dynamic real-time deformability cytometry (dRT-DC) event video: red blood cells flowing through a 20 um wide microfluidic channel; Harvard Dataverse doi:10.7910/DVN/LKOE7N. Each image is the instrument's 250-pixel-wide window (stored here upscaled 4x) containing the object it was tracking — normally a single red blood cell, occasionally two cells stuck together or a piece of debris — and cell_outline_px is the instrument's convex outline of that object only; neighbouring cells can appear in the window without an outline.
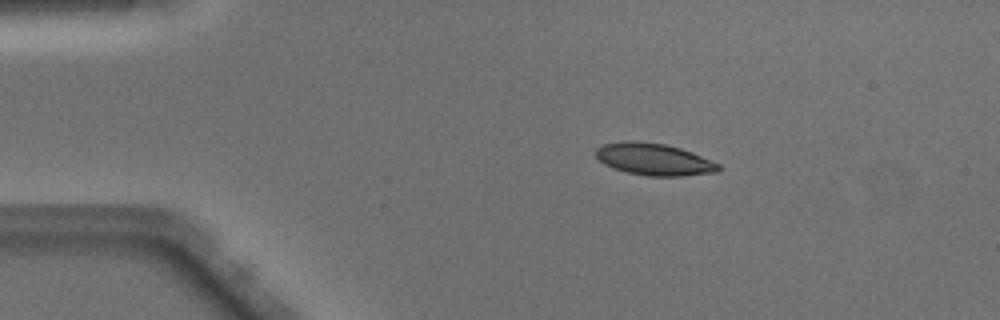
{"species": "Egyptian fruit bat (a non-hibernating species)", "species_latin": "Rousettus aegyptiacus", "temperature_condition": "warm", "stored_images_in_passage": 41, "camera_frame_rate_fps": 3000, "um_per_image_px": 0.085, "animal": {"sex": "male"}, "frame": {"image": 1, "passage_image": 1, "time_ms": 0.0, "image_size_px": [1000, 320], "cell_outline_px": [[720, 172], [680, 176], [648, 176], [628, 172], [612, 168], [604, 164], [596, 156], [596, 148], [604, 144], [628, 140], [636, 140], [664, 144], [680, 148], [692, 152], [720, 164]], "centroid_in_image_um": [55.6, 13.54], "position_along_channel_um": 29.4, "area_um2": 22.89}}
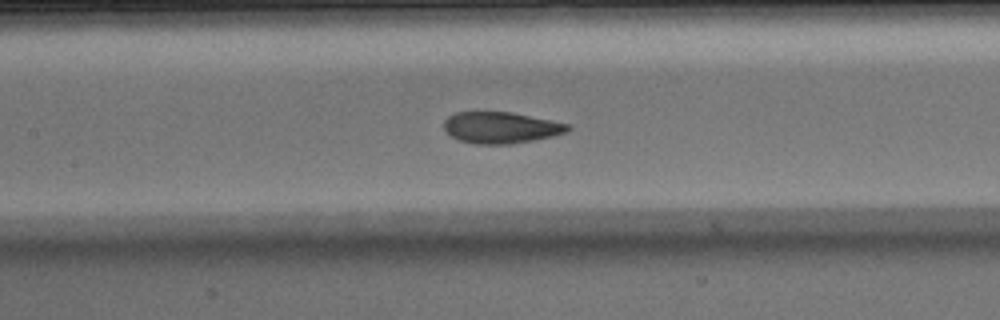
{"frame": {"image": 2, "passage_image": 15, "time_ms": 4.667, "image_size_px": [1000, 320], "cell_outline_px": [[572, 128], [568, 132], [536, 140], [508, 144], [476, 144], [460, 140], [452, 136], [444, 128], [444, 120], [448, 116], [456, 112], [512, 112], [572, 124]], "centroid_in_image_um": [42.63, 10.84], "position_along_channel_um": 164.8, "area_um2": 22.77}}
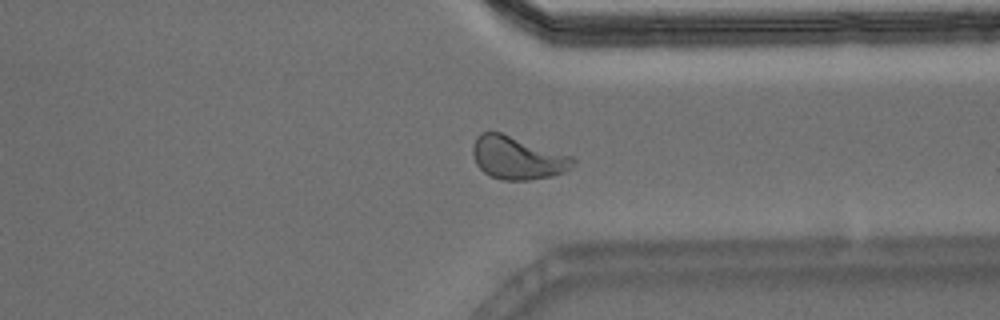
{"frame": {"image": 3, "passage_image": 30, "time_ms": 9.667, "image_size_px": [1000, 320], "cell_outline_px": [[576, 160], [572, 168], [564, 172], [552, 176], [528, 180], [504, 180], [492, 176], [484, 172], [476, 164], [472, 152], [472, 144], [476, 136], [480, 132], [500, 132], [572, 156]], "centroid_in_image_um": [43.97, 13.41], "position_along_channel_um": 367.4, "area_um2": 25.03}, "authors_computed_cell_mechanics": {"area_um2": 23.698, "velocity_mm_per_s": 4.0659, "shape_relaxation_time_tau1_ms": 3.7493, "shape_relaxation_time_tau2_ms": 0.8339, "deformation_change_tau1": 0.1439, "deformation_change_tau2": 0.0608}}